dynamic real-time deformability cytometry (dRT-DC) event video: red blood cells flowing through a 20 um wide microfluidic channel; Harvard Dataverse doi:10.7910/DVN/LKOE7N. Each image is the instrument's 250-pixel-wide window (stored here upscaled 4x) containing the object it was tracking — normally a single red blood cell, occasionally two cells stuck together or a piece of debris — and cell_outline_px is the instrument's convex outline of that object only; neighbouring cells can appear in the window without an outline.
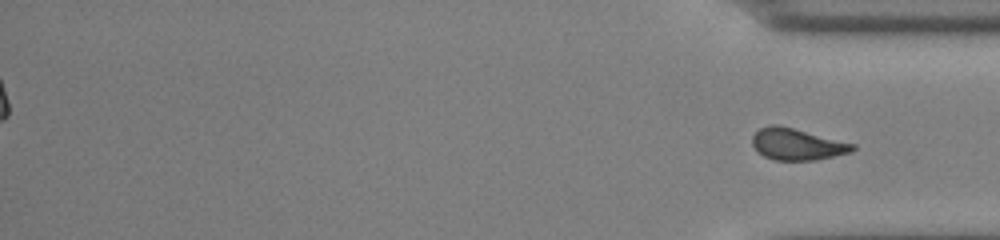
{"species": "common noctule bat (a hibernating species)", "species_latin": "Nyctalus noctula", "temperature_condition": "cold", "stored_images_in_passage": 49, "segment_of_instrument_passage": [2, 2], "camera_frame_rate_fps": 3000, "um_per_image_px": 0.085, "animal": {"sex": "male", "body_mass_g": 13.0, "forearm_length_mm": 53.1}, "frame": {"image": 1, "passage_image": 49, "time_ms": 16.0, "image_size_px": [1000, 240], "cell_outline_px": [[856, 148], [852, 152], [816, 160], [776, 160], [764, 156], [752, 144], [752, 136], [760, 128], [772, 124], [776, 124], [856, 144]], "centroid_in_image_um": [67.77, 12.26], "position_along_channel_um": 367.4, "area_um2": 18.26}}